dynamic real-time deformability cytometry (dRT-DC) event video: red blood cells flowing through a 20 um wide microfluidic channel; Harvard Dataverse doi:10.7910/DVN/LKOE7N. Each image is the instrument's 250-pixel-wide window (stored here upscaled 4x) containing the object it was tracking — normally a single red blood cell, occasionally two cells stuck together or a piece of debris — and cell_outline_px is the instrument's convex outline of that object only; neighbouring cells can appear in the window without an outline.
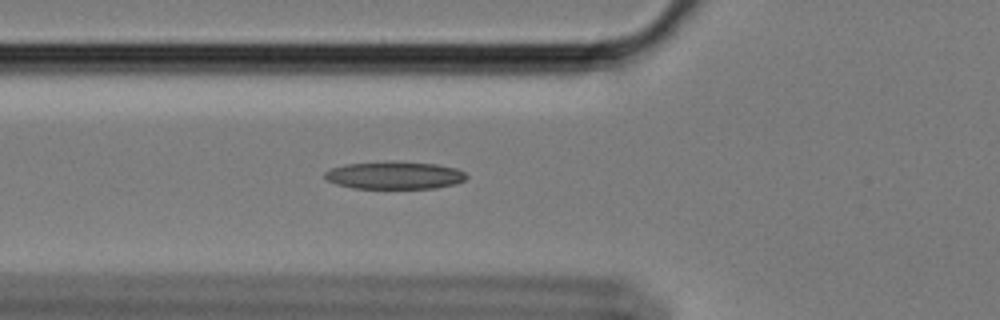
{"species": "Egyptian fruit bat (a non-hibernating species)", "species_latin": "Rousettus aegyptiacus", "temperature_condition": "cold", "stored_images_in_passage": 21, "camera_frame_rate_fps": 3000, "um_per_image_px": 0.085, "animal": {"sex": "female"}, "frame": {"image": 1, "passage_image": 10, "time_ms": 3.0, "image_size_px": [1000, 320], "cell_outline_px": [[468, 176], [464, 180], [456, 184], [436, 188], [352, 188], [336, 184], [328, 180], [324, 176], [324, 172], [332, 168], [348, 164], [436, 164], [456, 168], [464, 172]], "centroid_in_image_um": [33.57, 14.95], "position_along_channel_um": 92.2, "area_um2": 21.68}}